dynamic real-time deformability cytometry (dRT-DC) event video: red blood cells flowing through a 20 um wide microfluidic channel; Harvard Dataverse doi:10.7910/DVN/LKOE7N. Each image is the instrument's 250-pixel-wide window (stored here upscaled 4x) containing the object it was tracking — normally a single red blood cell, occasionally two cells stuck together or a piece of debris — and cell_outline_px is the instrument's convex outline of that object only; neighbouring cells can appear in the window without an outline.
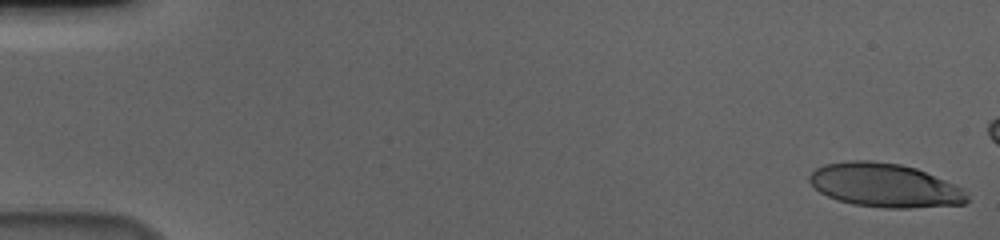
{"species": "human", "species_latin": "Homo sapiens", "temperature_condition": "cold", "stored_images_in_passage": 53, "camera_frame_rate_fps": 3000, "um_per_image_px": 0.085, "donor": {"sex": "male"}, "frame": {"image": 1, "passage_image": 1, "time_ms": 0.0, "image_size_px": [1000, 240], "cell_outline_px": [[968, 200], [964, 204], [908, 208], [884, 208], [852, 204], [836, 200], [820, 192], [808, 180], [808, 176], [816, 168], [824, 164], [852, 160], [872, 160], [900, 164], [916, 168], [944, 180], [960, 188], [968, 196]], "centroid_in_image_um": [75.16, 15.75], "position_along_channel_um": 9.8, "area_um2": 40.06}}
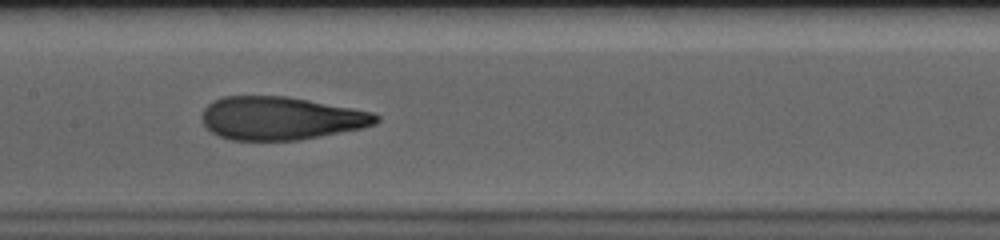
{"frame": {"image": 2, "passage_image": 29, "time_ms": 9.333, "image_size_px": [1000, 240], "cell_outline_px": [[380, 120], [376, 124], [364, 128], [300, 140], [232, 140], [220, 136], [212, 132], [204, 124], [200, 116], [204, 108], [212, 100], [224, 96], [288, 96], [352, 108], [372, 112], [380, 116]], "centroid_in_image_um": [23.87, 10.05], "position_along_channel_um": 183.5, "area_um2": 43.99}}
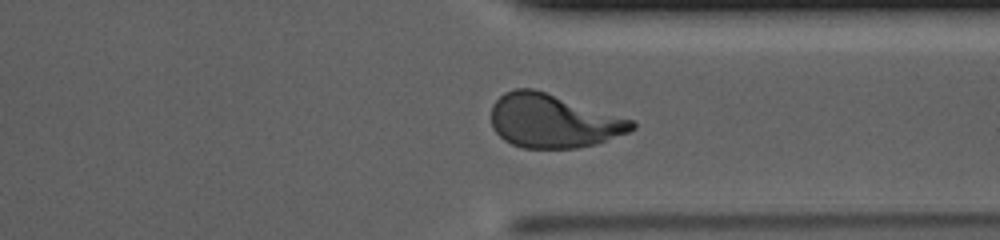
{"frame": {"image": 3, "passage_image": 44, "time_ms": 14.333, "image_size_px": [1000, 240], "cell_outline_px": [[636, 128], [628, 132], [596, 144], [576, 148], [524, 148], [512, 144], [504, 140], [492, 128], [492, 104], [504, 92], [516, 88], [532, 88], [632, 120], [636, 124]], "centroid_in_image_um": [46.98, 10.29], "position_along_channel_um": 364.4, "area_um2": 43.47}}